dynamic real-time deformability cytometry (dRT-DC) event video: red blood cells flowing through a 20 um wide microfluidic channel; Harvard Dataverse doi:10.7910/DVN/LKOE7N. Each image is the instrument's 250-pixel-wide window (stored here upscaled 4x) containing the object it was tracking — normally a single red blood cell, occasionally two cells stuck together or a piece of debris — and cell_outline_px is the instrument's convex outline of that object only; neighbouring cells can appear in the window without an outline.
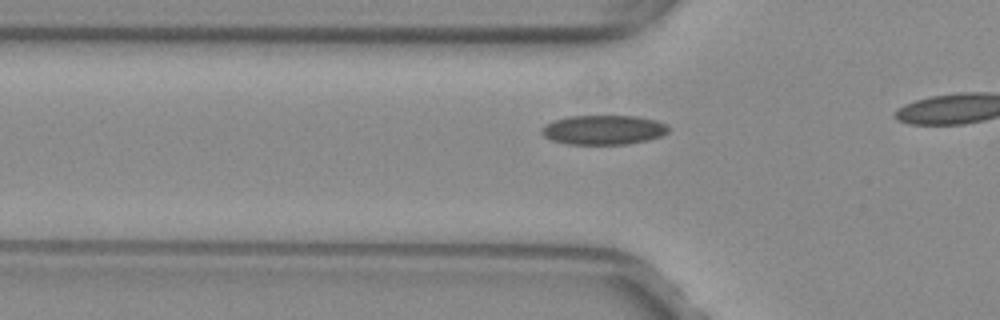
{"species": "common noctule bat (a hibernating species)", "species_latin": "Nyctalus noctula", "temperature_condition": "warm", "stored_images_in_passage": 16, "camera_frame_rate_fps": 3000, "um_per_image_px": 0.085, "animal": {"sex": "female", "body_mass_g": 29.2, "forearm_length_mm": 56.3}, "frame": {"image": 1, "passage_image": 7, "time_ms": 2.0, "image_size_px": [1000, 320], "cell_outline_px": [[668, 132], [660, 136], [648, 140], [628, 144], [564, 144], [552, 140], [544, 136], [540, 132], [540, 128], [544, 124], [568, 116], [636, 116], [656, 120], [664, 124], [668, 128]], "centroid_in_image_um": [51.25, 11.04], "position_along_channel_um": 74.5, "area_um2": 21.79}}
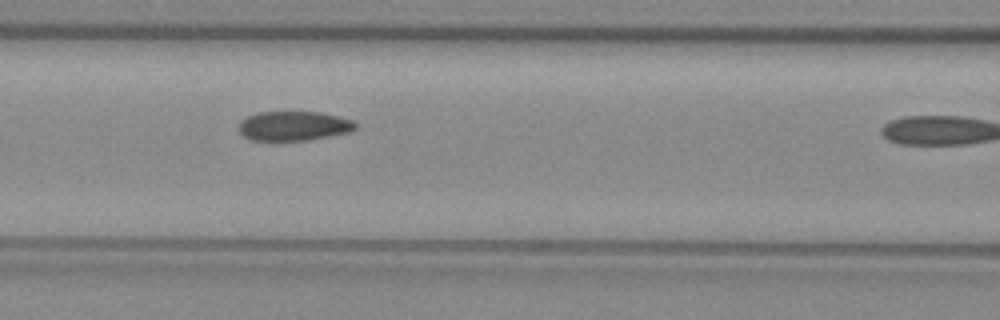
{"frame": {"image": 2, "passage_image": 12, "time_ms": 3.667, "image_size_px": [1000, 320], "cell_outline_px": [[356, 128], [348, 132], [308, 140], [248, 140], [240, 132], [240, 120], [248, 116], [260, 112], [320, 112], [352, 120], [356, 124]], "centroid_in_image_um": [24.94, 10.7], "position_along_channel_um": 141.7, "area_um2": 19.77}}